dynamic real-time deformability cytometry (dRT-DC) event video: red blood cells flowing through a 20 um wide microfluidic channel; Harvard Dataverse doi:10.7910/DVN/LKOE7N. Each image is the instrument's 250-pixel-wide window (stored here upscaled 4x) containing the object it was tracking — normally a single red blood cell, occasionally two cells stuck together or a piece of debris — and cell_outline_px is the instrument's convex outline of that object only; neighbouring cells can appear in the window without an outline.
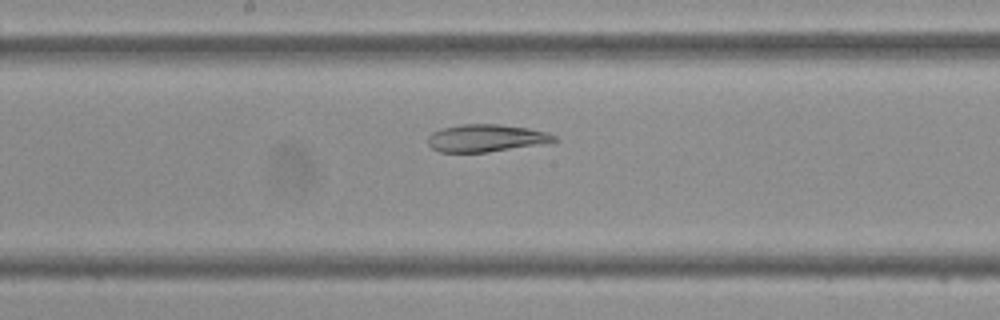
{"species": "Egyptian fruit bat (a non-hibernating species)", "species_latin": "Rousettus aegyptiacus", "temperature_condition": "cold", "stored_images_in_passage": 44, "camera_frame_rate_fps": 3000, "um_per_image_px": 0.085, "frame": {"image": 1, "passage_image": 23, "time_ms": 7.333, "image_size_px": [1000, 320], "cell_outline_px": [[556, 140], [548, 144], [488, 152], [440, 152], [432, 148], [428, 144], [428, 136], [432, 132], [440, 128], [460, 124], [500, 124], [528, 128], [548, 132], [556, 136]], "centroid_in_image_um": [41.34, 11.74], "position_along_channel_um": 206.9, "area_um2": 20.52}}
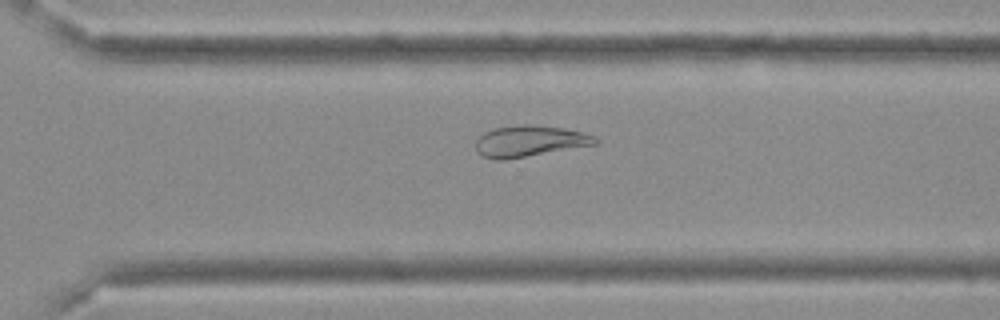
{"frame": {"image": 2, "passage_image": 31, "time_ms": 10.0, "image_size_px": [1000, 320], "cell_outline_px": [[600, 140], [596, 144], [504, 160], [496, 160], [480, 156], [476, 148], [476, 140], [484, 132], [496, 128], [524, 124], [528, 124], [564, 128], [596, 136]], "centroid_in_image_um": [45.0, 12.0], "position_along_channel_um": 325.6, "area_um2": 21.56}}
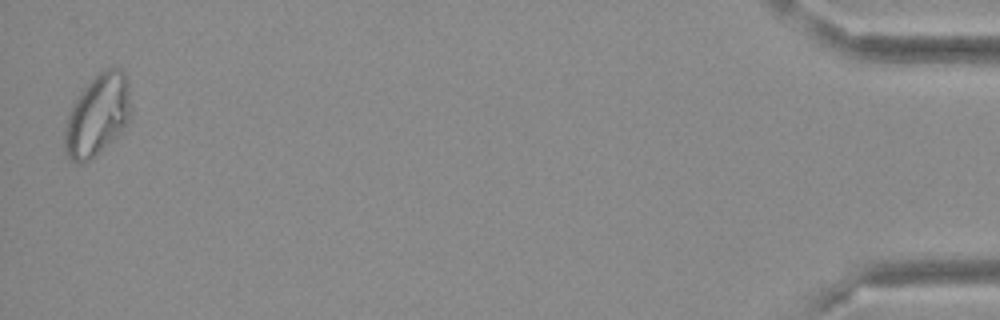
{"frame": {"image": 3, "passage_image": 44, "time_ms": 14.333, "image_size_px": [1000, 320], "cell_outline_px": [[132, 112], [124, 128], [108, 144], [88, 160], [80, 164], [76, 164], [64, 152], [64, 128], [72, 104], [80, 92], [96, 72], [108, 68], [120, 68], [124, 72], [128, 80], [132, 108]], "centroid_in_image_um": [8.29, 9.75], "position_along_channel_um": 426.9, "area_um2": 31.67}}